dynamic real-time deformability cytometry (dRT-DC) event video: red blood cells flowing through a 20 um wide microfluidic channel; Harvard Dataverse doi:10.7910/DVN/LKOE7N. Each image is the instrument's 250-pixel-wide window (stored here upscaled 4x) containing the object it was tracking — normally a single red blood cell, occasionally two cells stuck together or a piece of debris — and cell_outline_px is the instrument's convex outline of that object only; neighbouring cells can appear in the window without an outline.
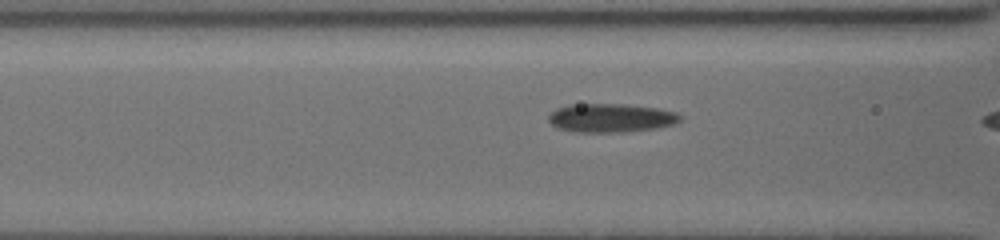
{"species": "common noctule bat (a hibernating species)", "species_latin": "Nyctalus noctula", "temperature_condition": "cold", "stored_images_in_passage": 11, "camera_frame_rate_fps": 3000, "um_per_image_px": 0.085, "animal": {"sex": "female", "body_mass_g": 19.5, "forearm_length_mm": 54.1}, "frame": {"image": 1, "passage_image": 10, "time_ms": 2.0, "image_size_px": [1000, 240], "cell_outline_px": [[680, 120], [672, 124], [660, 128], [620, 132], [576, 132], [556, 128], [548, 120], [548, 116], [556, 108], [568, 104], [624, 104], [656, 108], [676, 112], [680, 116]], "centroid_in_image_um": [51.88, 10.02], "position_along_channel_um": 114.7, "area_um2": 22.02}}